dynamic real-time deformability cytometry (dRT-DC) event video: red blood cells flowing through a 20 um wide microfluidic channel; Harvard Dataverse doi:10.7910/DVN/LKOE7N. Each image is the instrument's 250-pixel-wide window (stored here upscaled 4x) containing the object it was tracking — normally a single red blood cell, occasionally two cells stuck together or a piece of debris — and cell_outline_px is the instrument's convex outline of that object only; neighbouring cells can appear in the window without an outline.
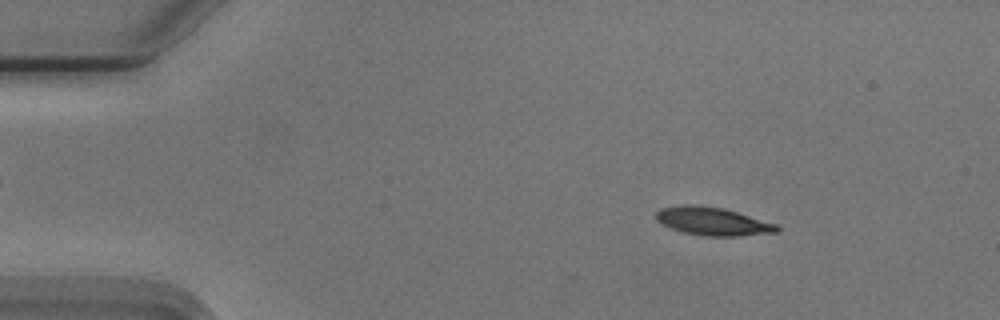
{"species": "Egyptian fruit bat (a non-hibernating species)", "species_latin": "Rousettus aegyptiacus", "temperature_condition": "cold", "stored_images_in_passage": 54, "camera_frame_rate_fps": 3000, "um_per_image_px": 0.085, "animal": {"sex": "male"}, "frame": {"image": 1, "passage_image": 7, "time_ms": 2.0, "image_size_px": [1000, 320], "cell_outline_px": [[780, 228], [776, 232], [740, 236], [704, 236], [684, 232], [660, 224], [656, 220], [656, 212], [660, 208], [680, 204], [696, 204], [724, 208], [776, 224]], "centroid_in_image_um": [60.53, 18.8], "position_along_channel_um": 24.5, "area_um2": 19.88}}
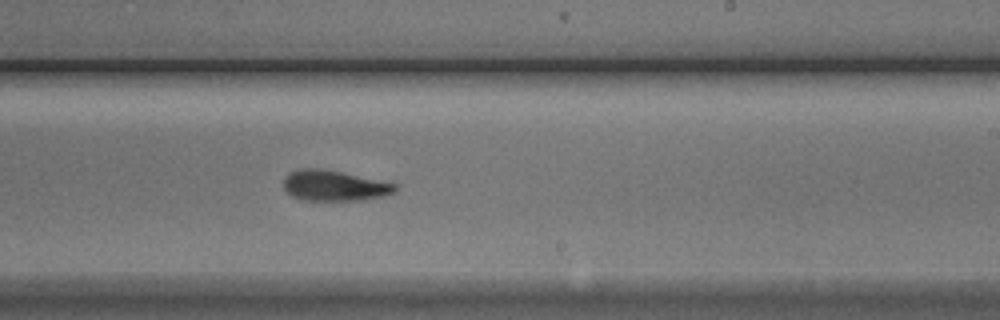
{"frame": {"image": 2, "passage_image": 32, "time_ms": 10.333, "image_size_px": [1000, 320], "cell_outline_px": [[396, 192], [384, 196], [360, 200], [304, 200], [292, 196], [284, 188], [284, 176], [288, 172], [300, 168], [320, 168], [340, 172], [396, 184]], "centroid_in_image_um": [28.37, 15.78], "position_along_channel_um": 260.6, "area_um2": 19.71}}
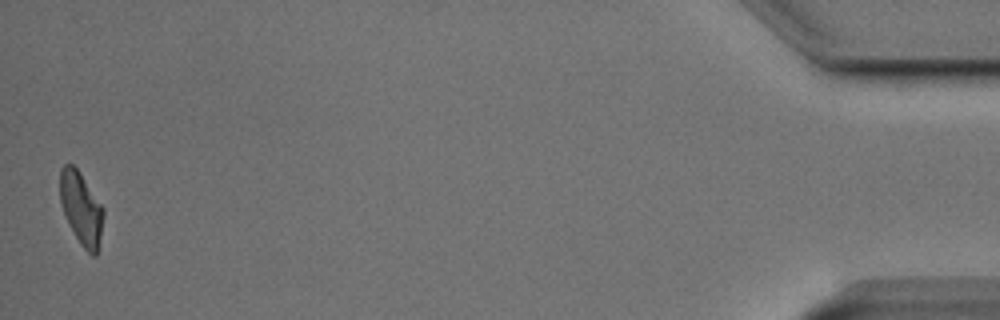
{"frame": {"image": 3, "passage_image": 53, "time_ms": 17.333, "image_size_px": [1000, 320], "cell_outline_px": [[104, 216], [96, 256], [92, 256], [80, 244], [68, 224], [60, 204], [60, 172], [64, 164], [72, 164], [76, 168], [104, 208]], "centroid_in_image_um": [6.89, 17.73], "position_along_channel_um": 428.3, "area_um2": 18.21}, "authors_computed_cell_mechanics": {"area_um2": 19.8832, "velocity_mm_per_s": 3.7352, "shape_relaxation_time_tau1_ms": 4.1685, "shape_relaxation_time_tau2_ms": 5.7304, "deformation_change_tau1": 0.1457, "deformation_change_tau2": 0.1445}}